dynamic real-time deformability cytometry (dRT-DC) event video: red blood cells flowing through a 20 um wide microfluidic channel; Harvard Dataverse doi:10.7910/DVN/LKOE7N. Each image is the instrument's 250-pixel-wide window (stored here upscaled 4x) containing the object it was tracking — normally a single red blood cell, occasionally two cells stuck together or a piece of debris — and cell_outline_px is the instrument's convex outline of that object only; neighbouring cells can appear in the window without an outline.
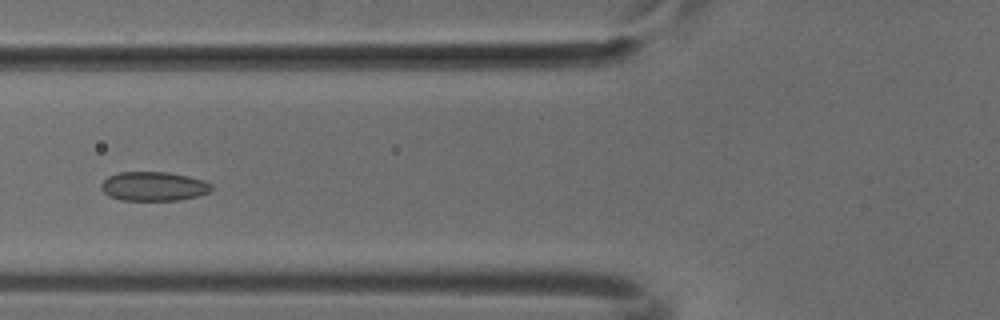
{"species": "common noctule bat (a hibernating species)", "species_latin": "Nyctalus noctula", "temperature_condition": "cold", "stored_images_in_passage": 52, "camera_frame_rate_fps": 3000, "um_per_image_px": 0.085, "animal": {"sex": "male", "body_mass_g": 18.8}, "frame": {"image": 1, "passage_image": 21, "time_ms": 6.667, "image_size_px": [1000, 320], "cell_outline_px": [[212, 188], [208, 192], [200, 196], [176, 200], [120, 200], [108, 196], [100, 188], [100, 184], [108, 176], [120, 172], [168, 172], [188, 176], [204, 180], [212, 184]], "centroid_in_image_um": [13.05, 15.84], "position_along_channel_um": 112.8, "area_um2": 18.84}}
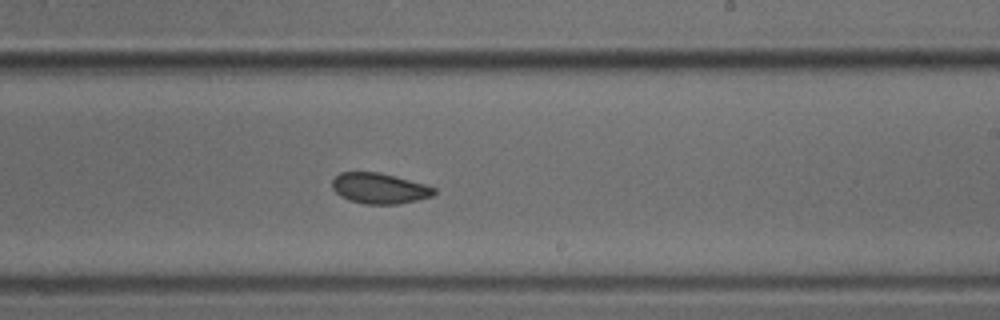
{"frame": {"image": 2, "passage_image": 32, "time_ms": 10.333, "image_size_px": [1000, 320], "cell_outline_px": [[436, 192], [432, 196], [400, 204], [364, 204], [348, 200], [340, 196], [332, 188], [332, 180], [340, 172], [380, 172], [424, 184], [436, 188]], "centroid_in_image_um": [32.23, 16.01], "position_along_channel_um": 256.8, "area_um2": 18.21}}
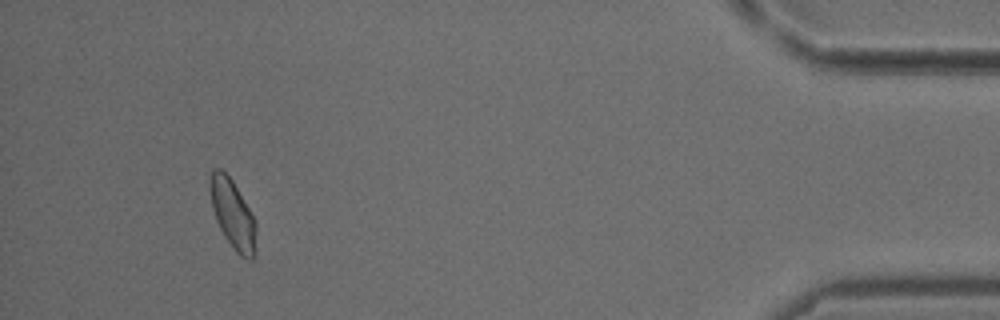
{"frame": {"image": 3, "passage_image": 49, "time_ms": 16.0, "image_size_px": [1000, 320], "cell_outline_px": [[256, 256], [252, 260], [248, 260], [240, 256], [232, 248], [224, 236], [216, 220], [212, 208], [208, 184], [208, 176], [212, 168], [220, 168], [232, 180], [256, 220]], "centroid_in_image_um": [19.78, 18.22], "position_along_channel_um": 415.4, "area_um2": 19.02}}